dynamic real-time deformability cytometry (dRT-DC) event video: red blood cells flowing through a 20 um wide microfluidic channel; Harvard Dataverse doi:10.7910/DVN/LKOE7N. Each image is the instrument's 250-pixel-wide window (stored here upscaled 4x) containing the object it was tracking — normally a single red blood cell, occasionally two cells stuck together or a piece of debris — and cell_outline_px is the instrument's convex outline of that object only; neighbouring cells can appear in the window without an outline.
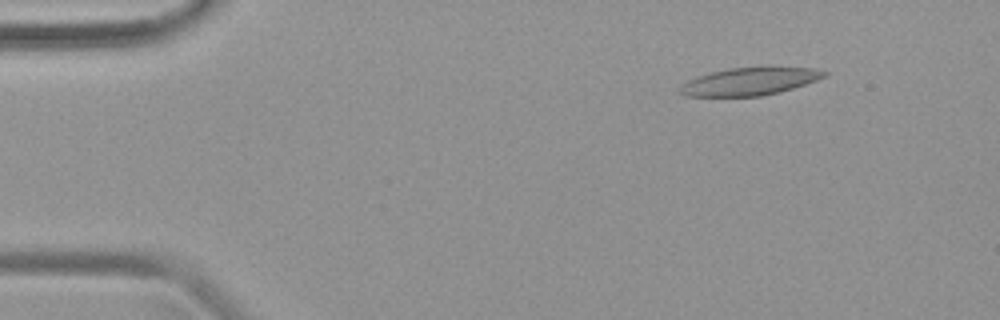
{"species": "common noctule bat (a hibernating species)", "species_latin": "Nyctalus noctula", "temperature_condition": "warm", "stored_images_in_passage": 46, "camera_frame_rate_fps": 3000, "um_per_image_px": 0.085, "animal": {"sex": "female", "body_mass_g": 19.9}, "frame": {"image": 1, "passage_image": 5, "time_ms": 1.333, "image_size_px": [1000, 320], "cell_outline_px": [[828, 76], [792, 88], [760, 96], [684, 96], [680, 92], [680, 88], [688, 80], [712, 72], [732, 68], [768, 64], [812, 68], [828, 72]], "centroid_in_image_um": [63.81, 6.87], "position_along_channel_um": 21.2, "area_um2": 23.64}}
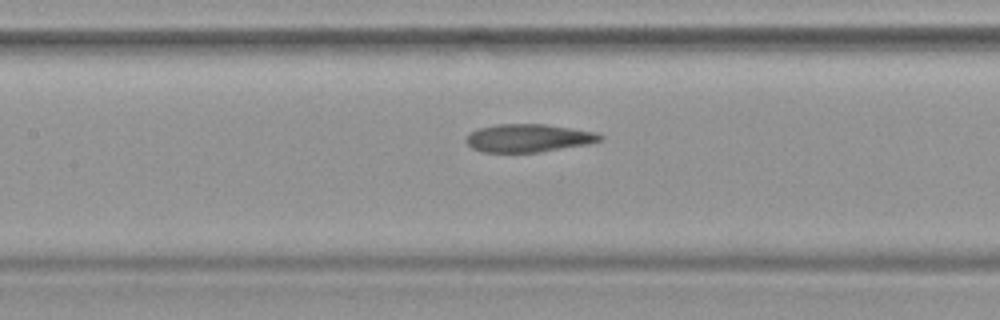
{"frame": {"image": 2, "passage_image": 21, "time_ms": 6.667, "image_size_px": [1000, 320], "cell_outline_px": [[604, 140], [588, 144], [540, 152], [480, 152], [472, 148], [464, 140], [472, 132], [480, 128], [496, 124], [544, 124], [596, 132], [604, 136]], "centroid_in_image_um": [44.94, 11.74], "position_along_channel_um": 162.5, "area_um2": 21.85}}
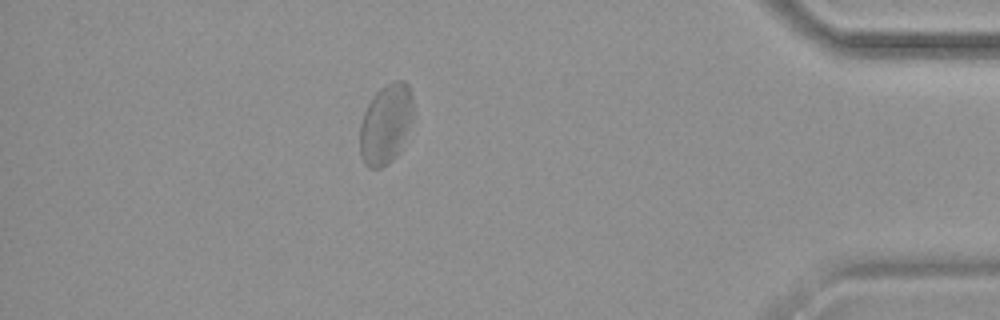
{"frame": {"image": 3, "passage_image": 41, "time_ms": 13.333, "image_size_px": [1000, 320], "cell_outline_px": [[412, 112], [408, 128], [400, 152], [388, 164], [380, 168], [368, 168], [364, 164], [360, 156], [360, 124], [364, 112], [372, 96], [380, 88], [392, 80], [404, 80], [408, 84], [412, 92]], "centroid_in_image_um": [32.77, 10.54], "position_along_channel_um": 402.4, "area_um2": 24.97}}